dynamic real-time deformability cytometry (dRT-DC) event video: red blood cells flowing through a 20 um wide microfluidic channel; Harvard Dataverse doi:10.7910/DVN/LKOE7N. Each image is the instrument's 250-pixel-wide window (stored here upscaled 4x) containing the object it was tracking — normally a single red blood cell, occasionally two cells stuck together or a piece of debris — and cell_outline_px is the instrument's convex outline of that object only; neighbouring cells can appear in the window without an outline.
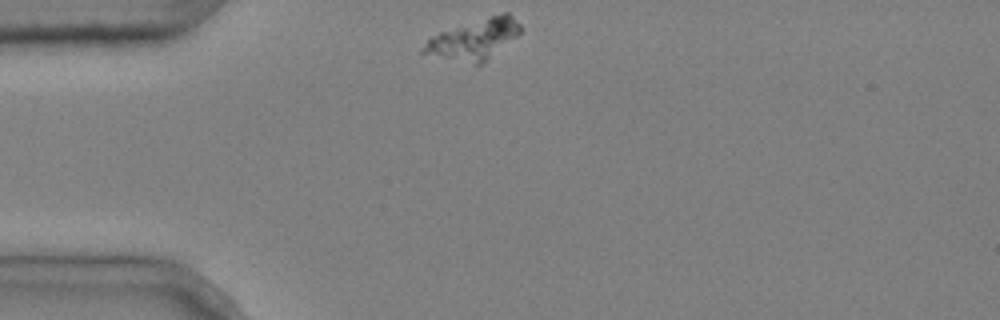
{"species": "common noctule bat (a hibernating species)", "species_latin": "Nyctalus noctula", "temperature_condition": "cold", "stored_images_in_passage": 4, "camera_frame_rate_fps": 3000, "um_per_image_px": 0.085, "animal": {"sex": "male", "body_mass_g": 20.4}, "frame": {"image": 1, "passage_image": 1, "time_ms": 0.0, "image_size_px": [1000, 320], "cell_outline_px": [[520, 32], [516, 36], [484, 64], [476, 64], [420, 52], [420, 48], [432, 36], [440, 32], [504, 12], [508, 12], [520, 24]], "centroid_in_image_um": [40.32, 3.35], "position_along_channel_um": 44.7, "area_um2": 22.02}}